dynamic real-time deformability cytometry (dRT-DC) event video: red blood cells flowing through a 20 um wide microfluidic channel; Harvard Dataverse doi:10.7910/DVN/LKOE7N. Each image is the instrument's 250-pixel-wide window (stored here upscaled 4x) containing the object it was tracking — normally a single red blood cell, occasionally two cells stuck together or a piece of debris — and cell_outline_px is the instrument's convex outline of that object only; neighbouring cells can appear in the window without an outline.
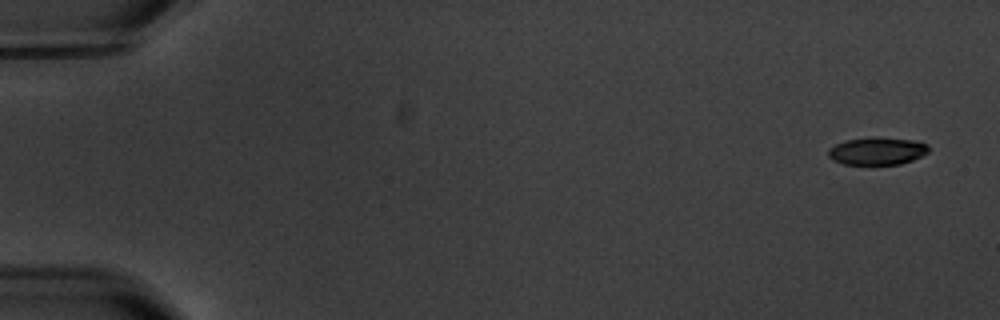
{"species": "common noctule bat (a hibernating species)", "species_latin": "Nyctalus noctula", "temperature_condition": "warm", "stored_images_in_passage": 4, "camera_frame_rate_fps": 3000, "um_per_image_px": 0.085, "animal": {"sex": "male", "body_mass_g": 20.1, "forearm_length_mm": 53.5}, "frame": {"image": 1, "passage_image": 1, "time_ms": 0.0, "image_size_px": [1000, 320], "cell_outline_px": [[928, 152], [912, 160], [900, 164], [844, 164], [832, 160], [828, 156], [828, 148], [836, 144], [848, 140], [876, 136], [912, 140], [928, 144]], "centroid_in_image_um": [74.54, 12.83], "position_along_channel_um": 10.5, "area_um2": 16.07}}